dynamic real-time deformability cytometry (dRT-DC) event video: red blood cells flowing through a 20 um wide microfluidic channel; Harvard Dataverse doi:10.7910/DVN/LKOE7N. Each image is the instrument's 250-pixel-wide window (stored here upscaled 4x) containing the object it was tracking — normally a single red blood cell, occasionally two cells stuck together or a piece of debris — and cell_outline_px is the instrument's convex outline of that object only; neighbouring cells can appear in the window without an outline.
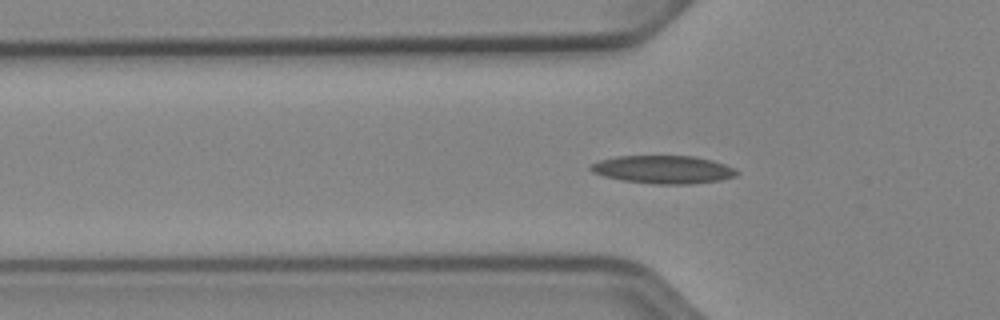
{"species": "Egyptian fruit bat (a non-hibernating species)", "species_latin": "Rousettus aegyptiacus", "temperature_condition": "cold", "stored_images_in_passage": 34, "camera_frame_rate_fps": 3000, "um_per_image_px": 0.085, "animal": {"sex": "female"}, "frame": {"image": 1, "passage_image": 5, "time_ms": 1.333, "image_size_px": [1000, 320], "cell_outline_px": [[740, 172], [736, 176], [720, 180], [688, 184], [660, 184], [624, 180], [604, 176], [592, 172], [588, 168], [592, 164], [600, 160], [616, 156], [696, 156], [712, 160], [736, 168]], "centroid_in_image_um": [56.41, 14.4], "position_along_channel_um": 69.4, "area_um2": 23.76}}
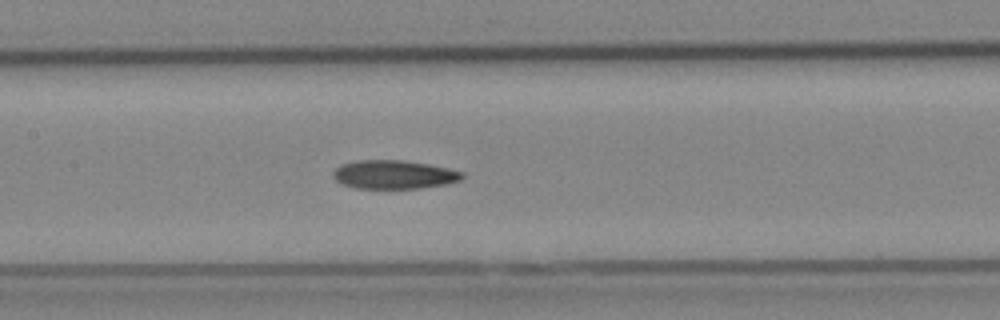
{"frame": {"image": 2, "passage_image": 13, "time_ms": 4.0, "image_size_px": [1000, 320], "cell_outline_px": [[464, 176], [460, 180], [444, 184], [420, 188], [356, 188], [344, 184], [336, 180], [332, 176], [332, 172], [340, 164], [356, 160], [404, 160], [428, 164], [448, 168], [464, 172]], "centroid_in_image_um": [33.47, 14.82], "position_along_channel_um": 173.9, "area_um2": 21.5}}
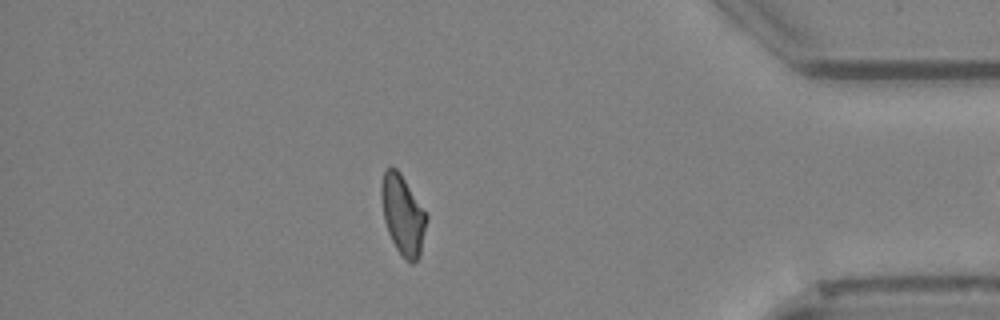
{"frame": {"image": 3, "passage_image": 33, "time_ms": 10.667, "image_size_px": [1000, 320], "cell_outline_px": [[428, 216], [420, 256], [412, 264], [404, 260], [396, 248], [388, 232], [384, 220], [380, 196], [380, 184], [384, 172], [388, 168], [396, 168], [400, 172]], "centroid_in_image_um": [34.23, 18.28], "position_along_channel_um": 401.0, "area_um2": 20.98}}